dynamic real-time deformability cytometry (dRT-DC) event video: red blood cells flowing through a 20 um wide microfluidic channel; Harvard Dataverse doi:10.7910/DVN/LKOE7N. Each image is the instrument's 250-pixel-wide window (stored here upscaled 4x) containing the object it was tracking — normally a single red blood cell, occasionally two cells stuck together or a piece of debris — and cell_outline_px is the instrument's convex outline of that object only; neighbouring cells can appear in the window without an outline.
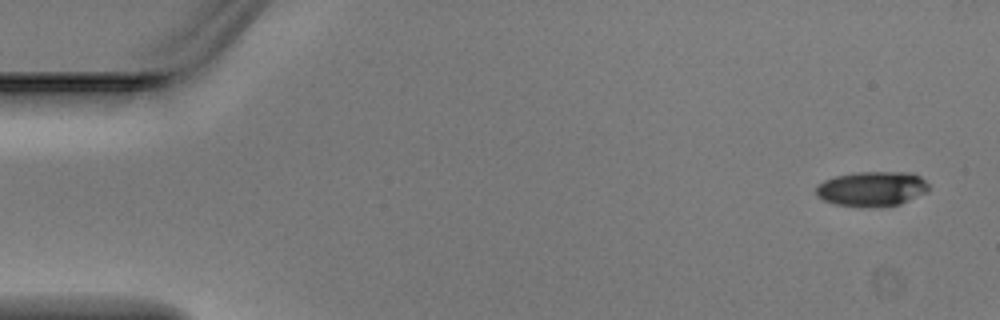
{"species": "Egyptian fruit bat (a non-hibernating species)", "species_latin": "Rousettus aegyptiacus", "temperature_condition": "warm", "stored_images_in_passage": 4, "camera_frame_rate_fps": 3000, "um_per_image_px": 0.085, "animal": {"sex": "male"}, "frame": {"image": 1, "passage_image": 1, "time_ms": 0.0, "image_size_px": [1000, 320], "cell_outline_px": [[928, 192], [900, 204], [880, 208], [860, 208], [836, 204], [824, 200], [816, 196], [816, 184], [824, 180], [836, 176], [852, 172], [912, 172], [920, 176], [928, 184]], "centroid_in_image_um": [74.1, 16.06], "position_along_channel_um": 10.9, "area_um2": 23.47}}